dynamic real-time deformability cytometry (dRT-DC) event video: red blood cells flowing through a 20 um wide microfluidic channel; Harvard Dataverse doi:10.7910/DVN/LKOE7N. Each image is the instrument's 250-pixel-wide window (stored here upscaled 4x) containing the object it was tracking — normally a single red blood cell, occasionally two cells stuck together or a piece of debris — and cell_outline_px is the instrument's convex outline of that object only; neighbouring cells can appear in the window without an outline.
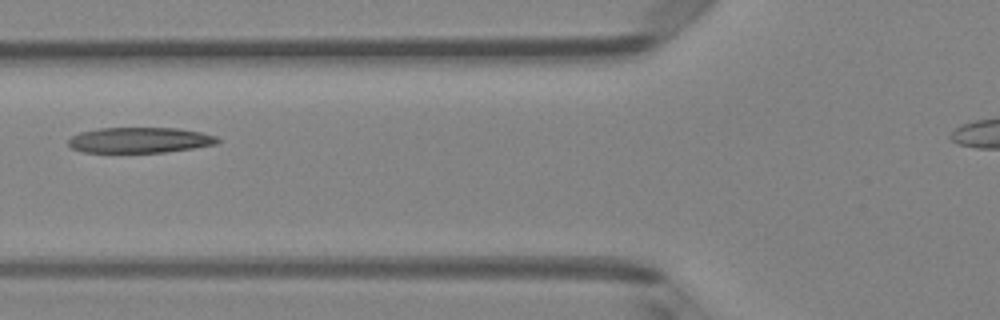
{"species": "Egyptian fruit bat (a non-hibernating species)", "species_latin": "Rousettus aegyptiacus", "temperature_condition": "room temperature", "stored_images_in_passage": 3, "camera_frame_rate_fps": 3000, "um_per_image_px": 0.085, "animal": {"sex": "female"}, "frame": {"image": 1, "passage_image": 3, "time_ms": 0.667, "image_size_px": [1000, 320], "cell_outline_px": [[220, 140], [216, 144], [192, 148], [164, 152], [84, 152], [72, 148], [68, 144], [68, 140], [72, 136], [80, 132], [100, 128], [176, 128], [200, 132], [216, 136]], "centroid_in_image_um": [11.86, 11.9], "position_along_channel_um": 113.9, "area_um2": 22.02}}